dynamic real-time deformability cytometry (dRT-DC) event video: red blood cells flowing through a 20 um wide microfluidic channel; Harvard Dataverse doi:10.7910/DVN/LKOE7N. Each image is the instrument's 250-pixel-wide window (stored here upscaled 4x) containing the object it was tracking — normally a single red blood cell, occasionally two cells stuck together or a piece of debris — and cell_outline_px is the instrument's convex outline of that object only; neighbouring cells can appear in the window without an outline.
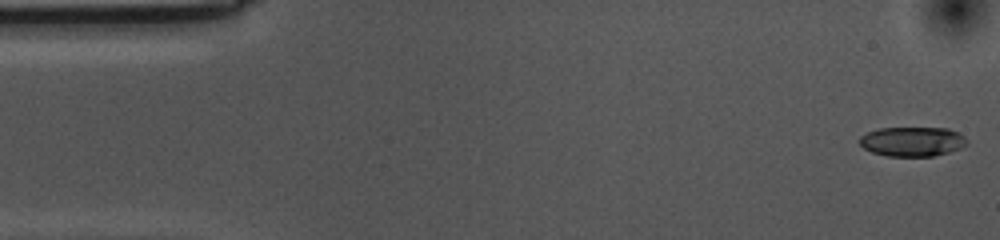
{"species": "common noctule bat (a hibernating species)", "species_latin": "Nyctalus noctula", "temperature_condition": "cold", "stored_images_in_passage": 56, "camera_frame_rate_fps": 3000, "um_per_image_px": 0.085, "animal": {"sex": "female", "body_mass_g": 10.0, "forearm_length_mm": 53.1}, "frame": {"image": 1, "passage_image": 1, "time_ms": 0.0, "image_size_px": [1000, 240], "cell_outline_px": [[968, 144], [960, 148], [948, 152], [932, 156], [888, 156], [872, 152], [864, 148], [856, 140], [860, 136], [868, 132], [880, 128], [948, 128], [964, 136], [968, 140]], "centroid_in_image_um": [77.53, 12.03], "position_along_channel_um": 7.5, "area_um2": 18.5}}
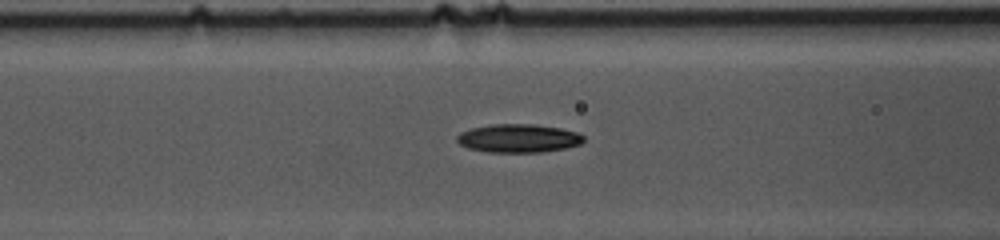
{"frame": {"image": 2, "passage_image": 20, "time_ms": 6.333, "image_size_px": [1000, 240], "cell_outline_px": [[584, 140], [580, 144], [564, 148], [540, 152], [488, 152], [468, 148], [460, 144], [456, 140], [456, 136], [460, 132], [472, 128], [492, 124], [536, 124], [560, 128], [580, 132], [584, 136]], "centroid_in_image_um": [44.07, 11.75], "position_along_channel_um": 122.5, "area_um2": 21.04}}
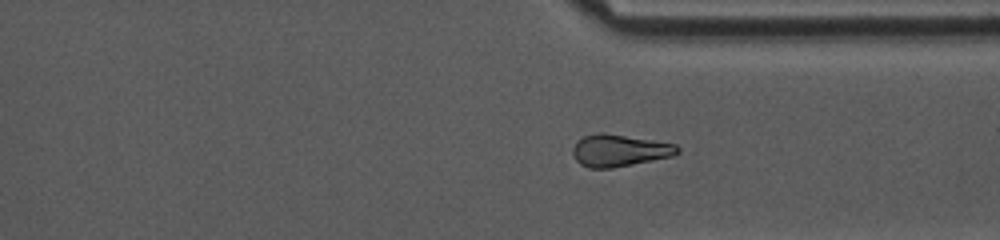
{"frame": {"image": 3, "passage_image": 40, "time_ms": 13.0, "image_size_px": [1000, 240], "cell_outline_px": [[680, 152], [672, 156], [612, 168], [588, 168], [580, 164], [576, 160], [572, 152], [572, 148], [576, 140], [584, 136], [596, 132], [604, 132], [676, 144], [680, 148]], "centroid_in_image_um": [52.61, 12.78], "position_along_channel_um": 358.8, "area_um2": 19.65}, "authors_computed_cell_mechanics": {"area_um2": 19.7676, "velocity_mm_per_s": 3.5471, "shape_relaxation_time_tau1_ms": 3.0094, "shape_relaxation_time_tau2_ms": null, "deformation_change_tau1": 0.1051, "deformation_change_tau2": null}}